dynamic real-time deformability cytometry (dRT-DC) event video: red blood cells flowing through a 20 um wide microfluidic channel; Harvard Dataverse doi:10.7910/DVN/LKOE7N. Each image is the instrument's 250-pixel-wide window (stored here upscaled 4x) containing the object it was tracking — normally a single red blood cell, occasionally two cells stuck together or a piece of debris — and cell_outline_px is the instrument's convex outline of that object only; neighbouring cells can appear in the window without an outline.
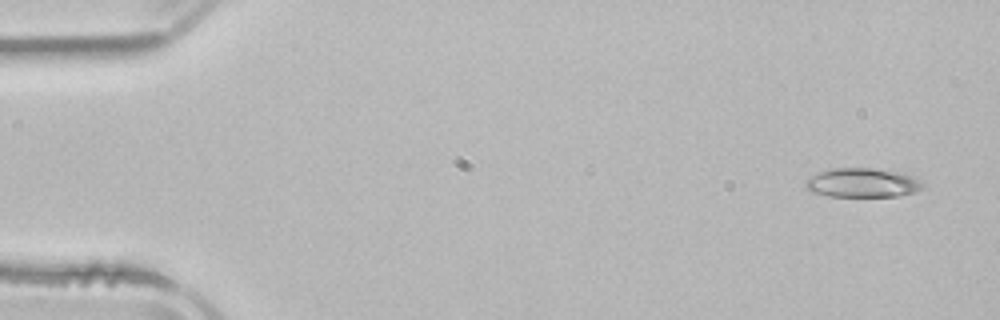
{"species": "common noctule bat (a hibernating species)", "species_latin": "Nyctalus noctula", "temperature_condition": "room temperature", "stored_images_in_passage": 4, "camera_frame_rate_fps": 3000, "um_per_image_px": 0.085, "animal": {"sex": "male", "body_mass_g": 21.5, "forearm_length_mm": 52.0}, "frame": {"image": 1, "passage_image": 1, "time_ms": 0.0, "image_size_px": [1000, 320], "cell_outline_px": [[924, 188], [916, 192], [896, 196], [828, 196], [812, 192], [804, 188], [804, 184], [808, 176], [832, 168], [872, 168], [904, 172], [920, 180], [924, 184]], "centroid_in_image_um": [73.31, 15.53], "position_along_channel_um": 11.7, "area_um2": 20.23}}
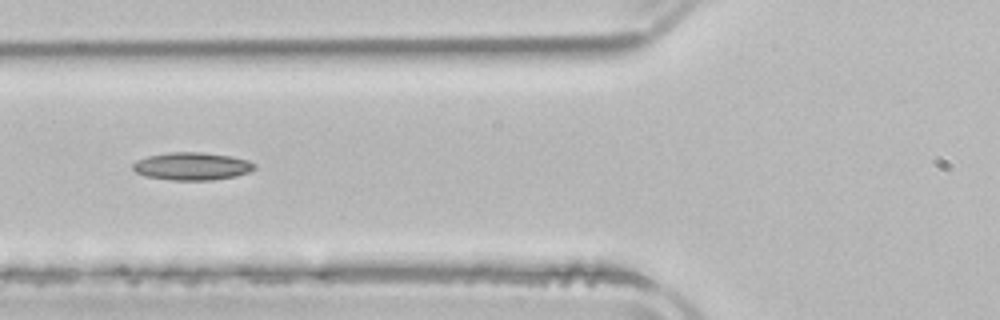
{"frame": {"image": 2, "passage_image": 4, "time_ms": 5.667, "image_size_px": [1000, 320], "cell_outline_px": [[256, 168], [248, 172], [236, 176], [212, 180], [168, 180], [144, 176], [136, 172], [132, 168], [132, 164], [136, 160], [148, 156], [168, 152], [200, 152], [232, 156], [248, 160], [256, 164]], "centroid_in_image_um": [16.31, 14.13], "position_along_channel_um": 109.5, "area_um2": 19.83}}